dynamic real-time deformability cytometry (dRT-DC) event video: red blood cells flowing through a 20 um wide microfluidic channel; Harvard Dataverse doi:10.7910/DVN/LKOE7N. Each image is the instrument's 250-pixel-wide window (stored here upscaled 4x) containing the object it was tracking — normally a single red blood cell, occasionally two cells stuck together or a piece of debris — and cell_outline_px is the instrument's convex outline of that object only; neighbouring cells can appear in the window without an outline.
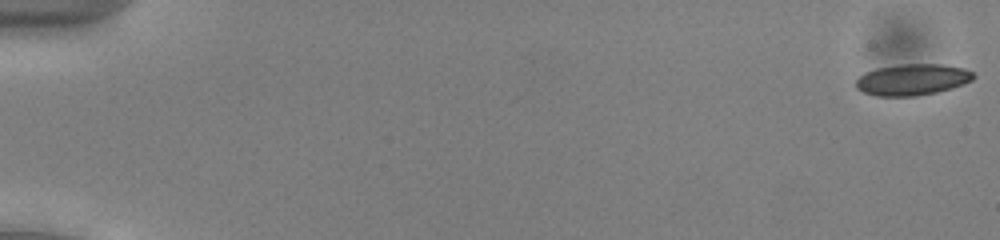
{"species": "common noctule bat (a hibernating species)", "species_latin": "Nyctalus noctula", "temperature_condition": "cold", "stored_images_in_passage": 53, "camera_frame_rate_fps": 3000, "um_per_image_px": 0.085, "animal": {"sex": "male", "body_mass_g": 13.0, "forearm_length_mm": 53.1}, "frame": {"image": 1, "passage_image": 1, "time_ms": 0.0, "image_size_px": [1000, 240], "cell_outline_px": [[976, 76], [972, 80], [964, 84], [952, 88], [936, 92], [916, 96], [876, 96], [864, 92], [856, 88], [856, 80], [860, 76], [876, 68], [908, 64], [940, 64], [964, 68], [972, 72]], "centroid_in_image_um": [77.57, 6.77], "position_along_channel_um": 7.4, "area_um2": 21.27}}
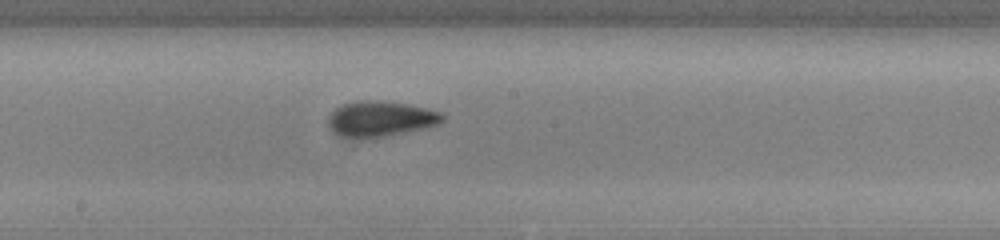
{"frame": {"image": 2, "passage_image": 30, "time_ms": 9.667, "image_size_px": [1000, 240], "cell_outline_px": [[444, 120], [436, 124], [404, 132], [364, 140], [360, 140], [340, 136], [332, 132], [328, 124], [328, 120], [332, 112], [336, 108], [344, 104], [360, 100], [368, 100], [404, 104], [424, 108], [440, 112], [444, 116]], "centroid_in_image_um": [32.26, 10.13], "position_along_channel_um": 215.9, "area_um2": 23.29}}
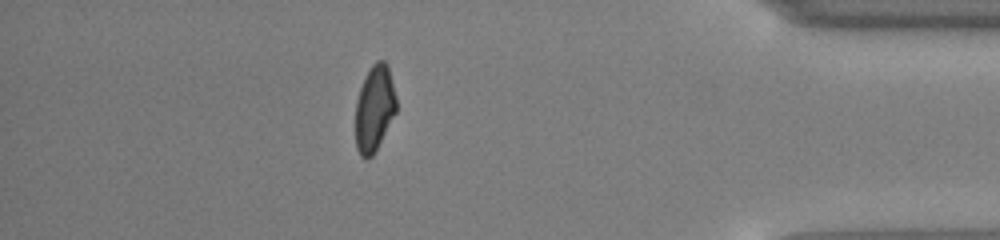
{"frame": {"image": 3, "passage_image": 47, "time_ms": 15.333, "image_size_px": [1000, 240], "cell_outline_px": [[396, 112], [372, 156], [368, 160], [364, 160], [360, 156], [356, 148], [356, 100], [360, 88], [372, 64], [376, 60], [384, 60], [388, 64], [396, 96]], "centroid_in_image_um": [31.83, 9.22], "position_along_channel_um": 403.4, "area_um2": 20.4}, "authors_computed_cell_mechanics": {"area_um2": 21.675, "velocity_mm_per_s": 3.9547, "shape_relaxation_time_tau1_ms": 5.1687, "shape_relaxation_time_tau2_ms": 2.4712, "deformation_change_tau1": 0.0933, "deformation_change_tau2": 0.0714}}